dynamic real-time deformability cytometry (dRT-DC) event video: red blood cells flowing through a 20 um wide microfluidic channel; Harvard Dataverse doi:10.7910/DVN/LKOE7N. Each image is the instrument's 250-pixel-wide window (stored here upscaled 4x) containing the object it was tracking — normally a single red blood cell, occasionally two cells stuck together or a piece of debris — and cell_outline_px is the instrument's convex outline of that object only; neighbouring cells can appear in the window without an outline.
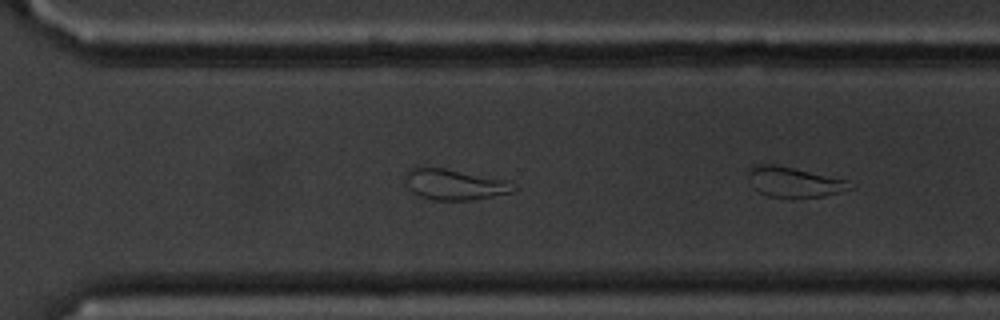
{"species": "common noctule bat (a hibernating species)", "species_latin": "Nyctalus noctula", "temperature_condition": "cold", "stored_images_in_passage": 24, "segment_of_instrument_passage": [2, 2], "camera_frame_rate_fps": 3000, "um_per_image_px": 0.085, "animal": {"sex": "male", "body_mass_g": 20.1, "forearm_length_mm": 53.5}, "frame": {"image": 1, "passage_image": 24, "time_ms": 7.667, "image_size_px": [1000, 320], "cell_outline_px": [[856, 188], [824, 196], [792, 200], [768, 196], [752, 188], [748, 176], [748, 168], [752, 164], [776, 164], [848, 180]], "centroid_in_image_um": [67.48, 15.5], "position_along_channel_um": 303.1, "area_um2": 18.61}}